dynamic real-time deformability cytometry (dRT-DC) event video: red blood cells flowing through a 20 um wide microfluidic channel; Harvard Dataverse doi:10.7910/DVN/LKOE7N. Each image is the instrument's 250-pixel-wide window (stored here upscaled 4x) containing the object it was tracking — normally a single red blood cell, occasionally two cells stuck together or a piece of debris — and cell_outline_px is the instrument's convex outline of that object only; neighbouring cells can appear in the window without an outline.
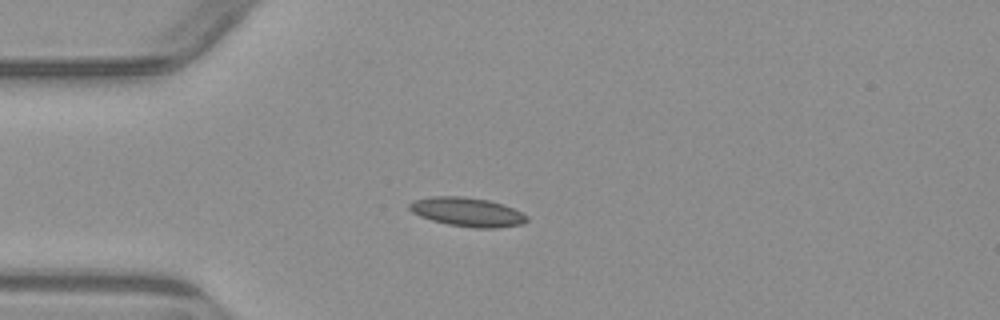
{"species": "common noctule bat (a hibernating species)", "species_latin": "Nyctalus noctula", "temperature_condition": "warm", "stored_images_in_passage": 2, "camera_frame_rate_fps": 3000, "um_per_image_px": 0.085, "animal": {"sex": "male", "body_mass_g": 23.1, "forearm_length_mm": 52.7}, "frame": {"image": 1, "passage_image": 2, "time_ms": 1.0, "image_size_px": [1000, 320], "cell_outline_px": [[528, 220], [520, 224], [496, 228], [476, 228], [448, 224], [432, 220], [420, 216], [412, 212], [408, 208], [408, 204], [416, 200], [432, 196], [464, 196], [488, 200], [512, 208], [528, 216]], "centroid_in_image_um": [39.69, 18.01], "position_along_channel_um": 45.3, "area_um2": 19.59}}